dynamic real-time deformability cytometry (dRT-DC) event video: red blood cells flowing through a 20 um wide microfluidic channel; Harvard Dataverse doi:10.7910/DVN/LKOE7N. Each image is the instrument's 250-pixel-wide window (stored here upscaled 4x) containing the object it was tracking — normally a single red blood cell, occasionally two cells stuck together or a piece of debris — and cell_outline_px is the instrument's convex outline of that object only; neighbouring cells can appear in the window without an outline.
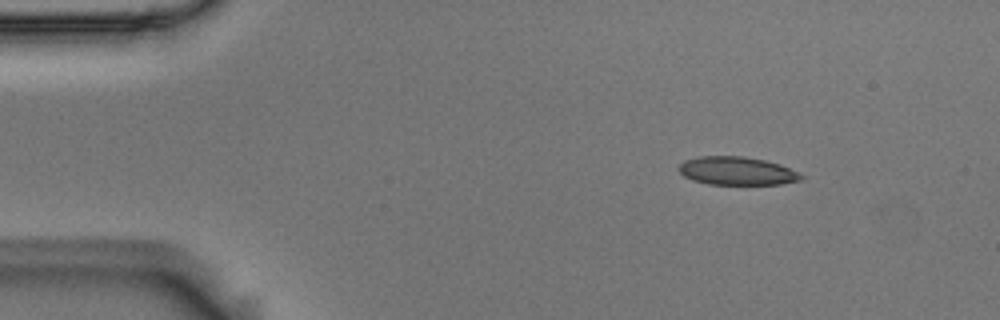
{"species": "Egyptian fruit bat (a non-hibernating species)", "species_latin": "Rousettus aegyptiacus", "temperature_condition": "room temperature", "stored_images_in_passage": 5, "camera_frame_rate_fps": 3000, "um_per_image_px": 0.085, "animal": {"sex": "male"}, "frame": {"image": 1, "passage_image": 2, "time_ms": 0.333, "image_size_px": [1000, 320], "cell_outline_px": [[804, 176], [800, 180], [780, 184], [708, 184], [692, 180], [684, 176], [676, 168], [684, 160], [696, 156], [744, 156], [764, 160], [780, 164]], "centroid_in_image_um": [62.57, 14.52], "position_along_channel_um": 22.4, "area_um2": 20.11}}